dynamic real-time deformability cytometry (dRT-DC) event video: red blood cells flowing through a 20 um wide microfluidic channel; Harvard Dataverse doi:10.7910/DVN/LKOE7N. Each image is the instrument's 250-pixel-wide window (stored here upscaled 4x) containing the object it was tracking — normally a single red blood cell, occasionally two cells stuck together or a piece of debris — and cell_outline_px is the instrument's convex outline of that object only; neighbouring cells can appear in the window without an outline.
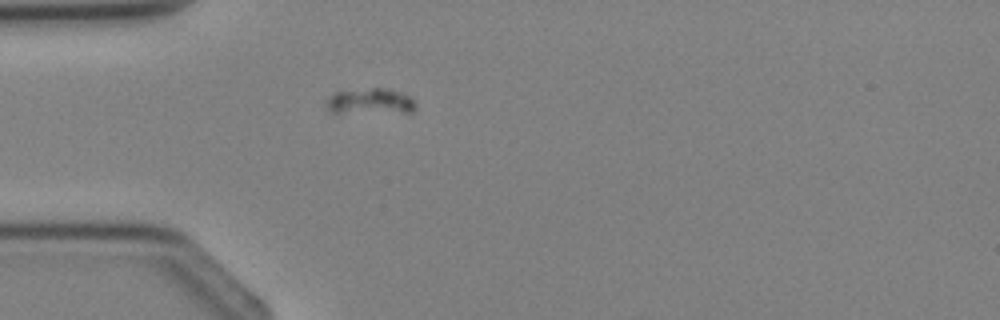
{"species": "Egyptian fruit bat (a non-hibernating species)", "species_latin": "Rousettus aegyptiacus", "temperature_condition": "cold", "stored_images_in_passage": 1, "camera_frame_rate_fps": 3000, "um_per_image_px": 0.085, "animal": {"sex": "female"}, "frame": {"image": 1, "passage_image": 1, "time_ms": 0.0, "image_size_px": [1000, 320], "cell_outline_px": [[416, 108], [412, 112], [332, 112], [328, 108], [328, 96], [336, 92], [372, 88], [380, 88], [396, 92], [408, 96], [416, 104]], "centroid_in_image_um": [31.48, 8.62], "position_along_channel_um": 53.5, "area_um2": 12.83}}